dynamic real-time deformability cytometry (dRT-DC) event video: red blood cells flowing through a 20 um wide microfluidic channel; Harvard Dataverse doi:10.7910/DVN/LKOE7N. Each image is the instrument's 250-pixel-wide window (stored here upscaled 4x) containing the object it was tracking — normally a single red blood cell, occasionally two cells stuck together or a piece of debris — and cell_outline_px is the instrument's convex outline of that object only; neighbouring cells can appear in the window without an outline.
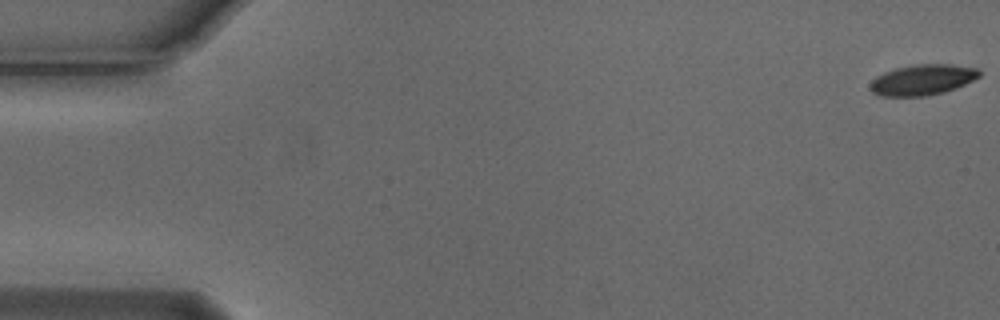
{"species": "Egyptian fruit bat (a non-hibernating species)", "species_latin": "Rousettus aegyptiacus", "temperature_condition": "cold", "stored_images_in_passage": 7, "camera_frame_rate_fps": 3000, "um_per_image_px": 0.085, "animal": {"sex": "male"}, "frame": {"image": 1, "passage_image": 1, "time_ms": 0.0, "image_size_px": [1000, 320], "cell_outline_px": [[980, 76], [956, 88], [944, 92], [924, 96], [880, 96], [872, 92], [868, 88], [872, 80], [876, 76], [884, 72], [896, 68], [916, 64], [952, 64], [976, 68], [980, 72]], "centroid_in_image_um": [78.38, 6.78], "position_along_channel_um": 6.6, "area_um2": 19.48}}